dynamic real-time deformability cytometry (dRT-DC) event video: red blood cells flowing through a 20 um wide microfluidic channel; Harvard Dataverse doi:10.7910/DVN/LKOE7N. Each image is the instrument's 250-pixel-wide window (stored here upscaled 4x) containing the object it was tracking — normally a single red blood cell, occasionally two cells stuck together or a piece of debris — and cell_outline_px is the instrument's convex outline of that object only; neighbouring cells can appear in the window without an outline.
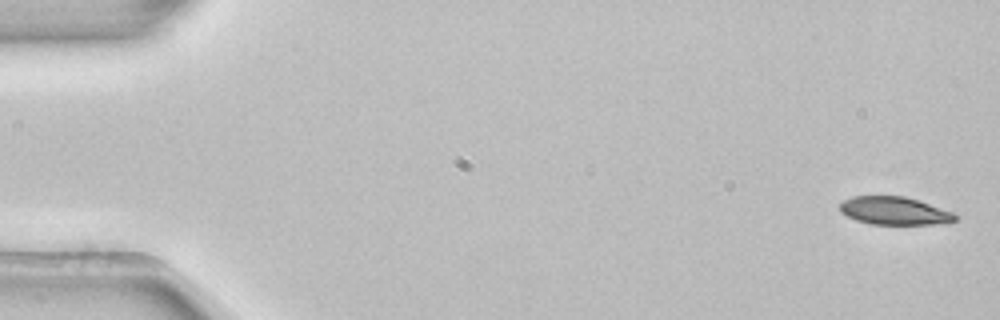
{"species": "common noctule bat (a hibernating species)", "species_latin": "Nyctalus noctula", "temperature_condition": "room temperature", "stored_images_in_passage": 4, "camera_frame_rate_fps": 3000, "um_per_image_px": 0.085, "animal": {"sex": "female", "body_mass_g": 22.7, "forearm_length_mm": 54.2}, "frame": {"image": 1, "passage_image": 1, "time_ms": 0.0, "image_size_px": [1000, 320], "cell_outline_px": [[960, 216], [952, 224], [872, 224], [856, 220], [840, 212], [840, 204], [844, 200], [852, 196], [904, 196], [920, 200], [956, 212]], "centroid_in_image_um": [76.14, 17.92], "position_along_channel_um": 8.9, "area_um2": 19.25}}
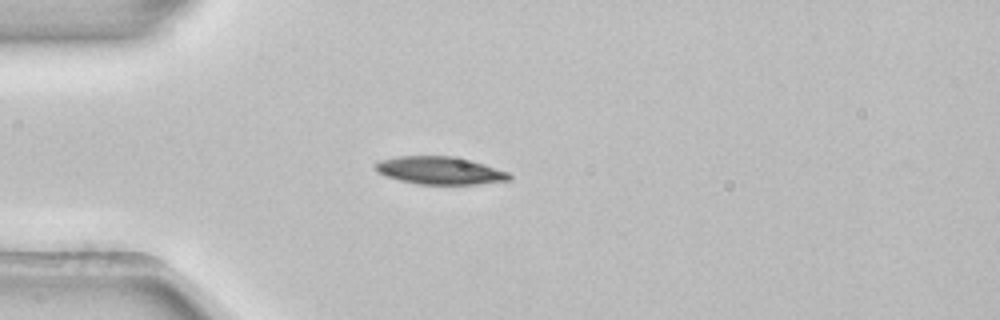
{"frame": {"image": 2, "passage_image": 4, "time_ms": 1.0, "image_size_px": [1000, 320], "cell_outline_px": [[512, 180], [476, 184], [420, 184], [400, 180], [384, 176], [376, 172], [376, 164], [380, 160], [396, 156], [452, 156], [472, 160], [508, 172], [512, 176]], "centroid_in_image_um": [37.39, 14.49], "position_along_channel_um": 47.6, "area_um2": 21.62}}